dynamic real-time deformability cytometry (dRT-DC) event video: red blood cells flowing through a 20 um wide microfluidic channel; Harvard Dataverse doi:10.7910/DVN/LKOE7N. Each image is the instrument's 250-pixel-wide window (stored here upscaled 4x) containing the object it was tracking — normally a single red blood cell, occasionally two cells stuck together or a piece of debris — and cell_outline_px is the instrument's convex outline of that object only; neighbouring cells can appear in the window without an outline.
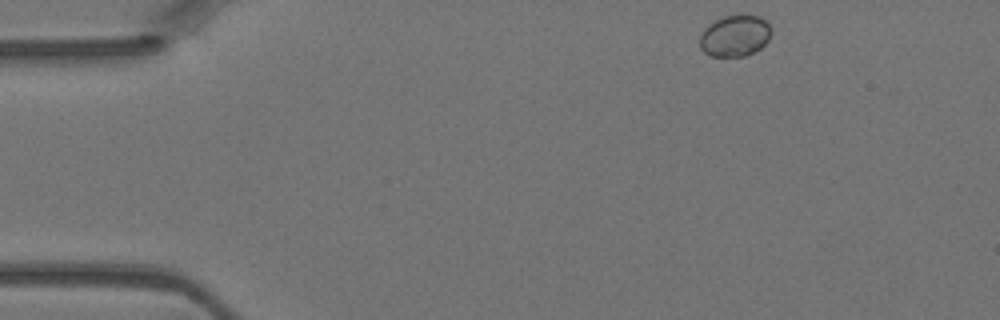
{"species": "Egyptian fruit bat (a non-hibernating species)", "species_latin": "Rousettus aegyptiacus", "temperature_condition": "warm", "stored_images_in_passage": 41, "camera_frame_rate_fps": 3000, "um_per_image_px": 0.085, "animal": {"sex": "female"}, "frame": {"image": 1, "passage_image": 1, "time_ms": 0.0, "image_size_px": [1000, 320], "cell_outline_px": [[772, 32], [768, 40], [760, 48], [744, 56], [712, 56], [704, 52], [700, 48], [700, 36], [704, 28], [708, 24], [724, 16], [760, 16], [768, 20]], "centroid_in_image_um": [62.48, 3.04], "position_along_channel_um": 22.5, "area_um2": 17.17}}
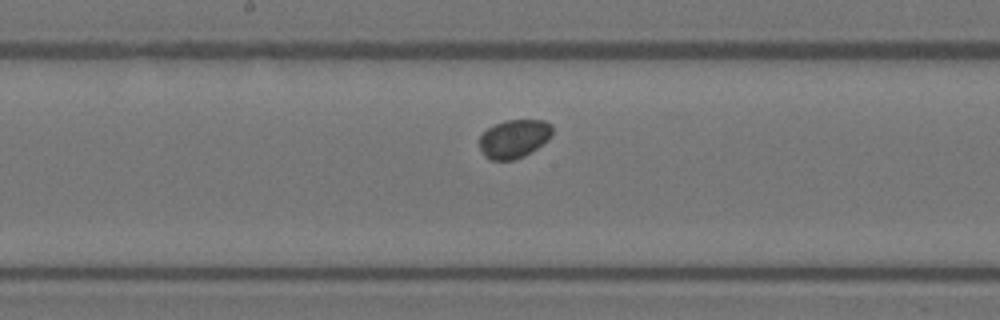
{"frame": {"image": 2, "passage_image": 19, "time_ms": 6.0, "image_size_px": [1000, 320], "cell_outline_px": [[552, 136], [548, 140], [524, 156], [512, 160], [488, 160], [484, 156], [480, 148], [480, 136], [488, 128], [504, 120], [544, 120], [552, 124]], "centroid_in_image_um": [43.7, 11.79], "position_along_channel_um": 204.5, "area_um2": 16.36}}
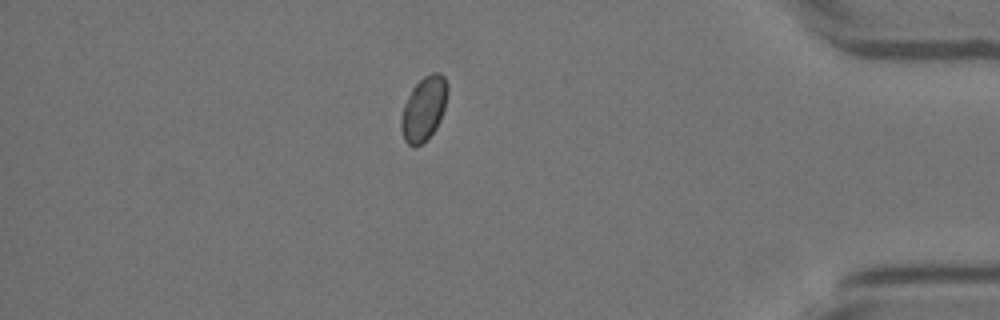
{"frame": {"image": 3, "passage_image": 35, "time_ms": 11.333, "image_size_px": [1000, 320], "cell_outline_px": [[448, 88], [444, 108], [440, 120], [436, 128], [420, 144], [408, 144], [404, 140], [400, 128], [400, 120], [404, 104], [412, 88], [424, 76], [432, 72], [440, 72], [444, 76], [448, 84]], "centroid_in_image_um": [36.02, 9.19], "position_along_channel_um": 399.2, "area_um2": 17.11}}